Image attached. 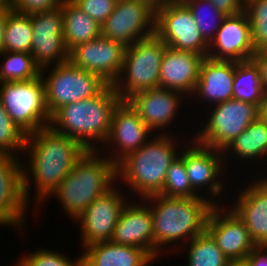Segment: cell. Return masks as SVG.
Listing matches in <instances>:
<instances>
[{
	"instance_id": "obj_1",
	"label": "cell",
	"mask_w": 267,
	"mask_h": 266,
	"mask_svg": "<svg viewBox=\"0 0 267 266\" xmlns=\"http://www.w3.org/2000/svg\"><path fill=\"white\" fill-rule=\"evenodd\" d=\"M86 151L78 141L56 132L50 126L26 135L22 157L24 159L23 155L27 154V160L24 159L22 165L27 201L31 202L30 190L34 187L33 200L37 205H43Z\"/></svg>"
},
{
	"instance_id": "obj_2",
	"label": "cell",
	"mask_w": 267,
	"mask_h": 266,
	"mask_svg": "<svg viewBox=\"0 0 267 266\" xmlns=\"http://www.w3.org/2000/svg\"><path fill=\"white\" fill-rule=\"evenodd\" d=\"M142 200L151 209L155 260L161 254H174L188 241L204 233L210 211L215 206L203 196L177 198L157 194Z\"/></svg>"
},
{
	"instance_id": "obj_3",
	"label": "cell",
	"mask_w": 267,
	"mask_h": 266,
	"mask_svg": "<svg viewBox=\"0 0 267 266\" xmlns=\"http://www.w3.org/2000/svg\"><path fill=\"white\" fill-rule=\"evenodd\" d=\"M121 101L113 85L107 84L95 96L57 109L49 126L75 139L86 150L98 151L107 140L113 112Z\"/></svg>"
},
{
	"instance_id": "obj_4",
	"label": "cell",
	"mask_w": 267,
	"mask_h": 266,
	"mask_svg": "<svg viewBox=\"0 0 267 266\" xmlns=\"http://www.w3.org/2000/svg\"><path fill=\"white\" fill-rule=\"evenodd\" d=\"M176 140L177 136L171 134H155L137 151L128 154L117 164L118 186L120 183L128 186L130 195L139 196L136 201L159 194L169 166L180 154L181 144L177 145Z\"/></svg>"
},
{
	"instance_id": "obj_5",
	"label": "cell",
	"mask_w": 267,
	"mask_h": 266,
	"mask_svg": "<svg viewBox=\"0 0 267 266\" xmlns=\"http://www.w3.org/2000/svg\"><path fill=\"white\" fill-rule=\"evenodd\" d=\"M105 157L99 151L87 150L49 197L55 196L73 221L118 183L117 165Z\"/></svg>"
},
{
	"instance_id": "obj_6",
	"label": "cell",
	"mask_w": 267,
	"mask_h": 266,
	"mask_svg": "<svg viewBox=\"0 0 267 266\" xmlns=\"http://www.w3.org/2000/svg\"><path fill=\"white\" fill-rule=\"evenodd\" d=\"M167 47L153 35L125 48L121 73L112 84L122 101L135 93L159 88V70Z\"/></svg>"
},
{
	"instance_id": "obj_7",
	"label": "cell",
	"mask_w": 267,
	"mask_h": 266,
	"mask_svg": "<svg viewBox=\"0 0 267 266\" xmlns=\"http://www.w3.org/2000/svg\"><path fill=\"white\" fill-rule=\"evenodd\" d=\"M208 109L206 123H202L203 127L191 138L222 151L261 116V109L257 105L236 99L211 105Z\"/></svg>"
},
{
	"instance_id": "obj_8",
	"label": "cell",
	"mask_w": 267,
	"mask_h": 266,
	"mask_svg": "<svg viewBox=\"0 0 267 266\" xmlns=\"http://www.w3.org/2000/svg\"><path fill=\"white\" fill-rule=\"evenodd\" d=\"M2 105L9 117L26 135L50 124L41 75L32 80L0 83Z\"/></svg>"
},
{
	"instance_id": "obj_9",
	"label": "cell",
	"mask_w": 267,
	"mask_h": 266,
	"mask_svg": "<svg viewBox=\"0 0 267 266\" xmlns=\"http://www.w3.org/2000/svg\"><path fill=\"white\" fill-rule=\"evenodd\" d=\"M41 77L50 115L63 105L95 96L107 85L97 74L80 69L70 61L41 69Z\"/></svg>"
},
{
	"instance_id": "obj_10",
	"label": "cell",
	"mask_w": 267,
	"mask_h": 266,
	"mask_svg": "<svg viewBox=\"0 0 267 266\" xmlns=\"http://www.w3.org/2000/svg\"><path fill=\"white\" fill-rule=\"evenodd\" d=\"M183 147L185 150V168L192 189L215 206L220 205L221 200L219 198L224 197L223 193H226L225 186L228 185L222 178V176H225L223 171L227 170L222 150L198 143L194 139L189 140V143L184 144ZM202 190H206L207 192L204 191L206 194ZM201 193H204V195H201Z\"/></svg>"
},
{
	"instance_id": "obj_11",
	"label": "cell",
	"mask_w": 267,
	"mask_h": 266,
	"mask_svg": "<svg viewBox=\"0 0 267 266\" xmlns=\"http://www.w3.org/2000/svg\"><path fill=\"white\" fill-rule=\"evenodd\" d=\"M155 21L156 10L144 0L116 1L101 25V36L127 47L155 35Z\"/></svg>"
},
{
	"instance_id": "obj_12",
	"label": "cell",
	"mask_w": 267,
	"mask_h": 266,
	"mask_svg": "<svg viewBox=\"0 0 267 266\" xmlns=\"http://www.w3.org/2000/svg\"><path fill=\"white\" fill-rule=\"evenodd\" d=\"M155 35L168 47L207 57L208 43L185 4H169L156 9Z\"/></svg>"
},
{
	"instance_id": "obj_13",
	"label": "cell",
	"mask_w": 267,
	"mask_h": 266,
	"mask_svg": "<svg viewBox=\"0 0 267 266\" xmlns=\"http://www.w3.org/2000/svg\"><path fill=\"white\" fill-rule=\"evenodd\" d=\"M22 159L0 152V226L20 228L18 232L25 229V217L32 206L24 193Z\"/></svg>"
},
{
	"instance_id": "obj_14",
	"label": "cell",
	"mask_w": 267,
	"mask_h": 266,
	"mask_svg": "<svg viewBox=\"0 0 267 266\" xmlns=\"http://www.w3.org/2000/svg\"><path fill=\"white\" fill-rule=\"evenodd\" d=\"M154 134L157 133L145 125L130 103L121 101L113 112L107 140L98 151H102L104 155L108 152L110 155L107 153L106 157L117 165L128 154L143 146Z\"/></svg>"
},
{
	"instance_id": "obj_15",
	"label": "cell",
	"mask_w": 267,
	"mask_h": 266,
	"mask_svg": "<svg viewBox=\"0 0 267 266\" xmlns=\"http://www.w3.org/2000/svg\"><path fill=\"white\" fill-rule=\"evenodd\" d=\"M117 185L95 199L75 221L82 230L80 240L83 249L94 243L111 240L120 214L130 201L123 193L124 188L119 189Z\"/></svg>"
},
{
	"instance_id": "obj_16",
	"label": "cell",
	"mask_w": 267,
	"mask_h": 266,
	"mask_svg": "<svg viewBox=\"0 0 267 266\" xmlns=\"http://www.w3.org/2000/svg\"><path fill=\"white\" fill-rule=\"evenodd\" d=\"M30 14L33 28L31 54L41 68L69 61L63 39V13L61 6Z\"/></svg>"
},
{
	"instance_id": "obj_17",
	"label": "cell",
	"mask_w": 267,
	"mask_h": 266,
	"mask_svg": "<svg viewBox=\"0 0 267 266\" xmlns=\"http://www.w3.org/2000/svg\"><path fill=\"white\" fill-rule=\"evenodd\" d=\"M125 48L118 41L100 36L73 48L69 52V61L112 85L121 73Z\"/></svg>"
},
{
	"instance_id": "obj_18",
	"label": "cell",
	"mask_w": 267,
	"mask_h": 266,
	"mask_svg": "<svg viewBox=\"0 0 267 266\" xmlns=\"http://www.w3.org/2000/svg\"><path fill=\"white\" fill-rule=\"evenodd\" d=\"M225 205L222 203L211 209L206 231L228 259H244L256 244L244 222Z\"/></svg>"
},
{
	"instance_id": "obj_19",
	"label": "cell",
	"mask_w": 267,
	"mask_h": 266,
	"mask_svg": "<svg viewBox=\"0 0 267 266\" xmlns=\"http://www.w3.org/2000/svg\"><path fill=\"white\" fill-rule=\"evenodd\" d=\"M183 98L188 99L178 91L156 88L135 93L127 101L153 132L169 134L170 131L166 128L172 126L178 117L177 114H180V110L184 107Z\"/></svg>"
},
{
	"instance_id": "obj_20",
	"label": "cell",
	"mask_w": 267,
	"mask_h": 266,
	"mask_svg": "<svg viewBox=\"0 0 267 266\" xmlns=\"http://www.w3.org/2000/svg\"><path fill=\"white\" fill-rule=\"evenodd\" d=\"M255 50L251 40V26L243 10L227 15L208 44L207 56L216 60L246 61L252 58Z\"/></svg>"
},
{
	"instance_id": "obj_21",
	"label": "cell",
	"mask_w": 267,
	"mask_h": 266,
	"mask_svg": "<svg viewBox=\"0 0 267 266\" xmlns=\"http://www.w3.org/2000/svg\"><path fill=\"white\" fill-rule=\"evenodd\" d=\"M263 174L260 179H251L249 185L244 184L247 186L233 198L234 203L226 206L244 222L256 245L267 246V178Z\"/></svg>"
},
{
	"instance_id": "obj_22",
	"label": "cell",
	"mask_w": 267,
	"mask_h": 266,
	"mask_svg": "<svg viewBox=\"0 0 267 266\" xmlns=\"http://www.w3.org/2000/svg\"><path fill=\"white\" fill-rule=\"evenodd\" d=\"M129 201L123 208L114 228L111 242L136 246L146 250L155 259V242L150 207L142 200Z\"/></svg>"
},
{
	"instance_id": "obj_23",
	"label": "cell",
	"mask_w": 267,
	"mask_h": 266,
	"mask_svg": "<svg viewBox=\"0 0 267 266\" xmlns=\"http://www.w3.org/2000/svg\"><path fill=\"white\" fill-rule=\"evenodd\" d=\"M205 56L192 51L167 47L161 60L159 88L178 91L192 96Z\"/></svg>"
},
{
	"instance_id": "obj_24",
	"label": "cell",
	"mask_w": 267,
	"mask_h": 266,
	"mask_svg": "<svg viewBox=\"0 0 267 266\" xmlns=\"http://www.w3.org/2000/svg\"><path fill=\"white\" fill-rule=\"evenodd\" d=\"M234 76L235 61L205 57L192 100L196 97L202 104L206 100L210 106L233 99Z\"/></svg>"
},
{
	"instance_id": "obj_25",
	"label": "cell",
	"mask_w": 267,
	"mask_h": 266,
	"mask_svg": "<svg viewBox=\"0 0 267 266\" xmlns=\"http://www.w3.org/2000/svg\"><path fill=\"white\" fill-rule=\"evenodd\" d=\"M82 266H150L156 261L146 250L111 241L86 246Z\"/></svg>"
},
{
	"instance_id": "obj_26",
	"label": "cell",
	"mask_w": 267,
	"mask_h": 266,
	"mask_svg": "<svg viewBox=\"0 0 267 266\" xmlns=\"http://www.w3.org/2000/svg\"><path fill=\"white\" fill-rule=\"evenodd\" d=\"M222 152L224 162L227 165L228 157L230 156H232V159L234 160H239L238 163L241 160L245 164L247 162L249 164V161H251V164L252 162L255 163L261 161L259 163L263 164V166L267 164V119L260 116L239 136H237Z\"/></svg>"
},
{
	"instance_id": "obj_27",
	"label": "cell",
	"mask_w": 267,
	"mask_h": 266,
	"mask_svg": "<svg viewBox=\"0 0 267 266\" xmlns=\"http://www.w3.org/2000/svg\"><path fill=\"white\" fill-rule=\"evenodd\" d=\"M63 13V39L70 52L76 46L101 36V26L71 0L61 5Z\"/></svg>"
},
{
	"instance_id": "obj_28",
	"label": "cell",
	"mask_w": 267,
	"mask_h": 266,
	"mask_svg": "<svg viewBox=\"0 0 267 266\" xmlns=\"http://www.w3.org/2000/svg\"><path fill=\"white\" fill-rule=\"evenodd\" d=\"M264 92L265 88L255 62L252 59L235 61L233 99L252 103L262 109Z\"/></svg>"
},
{
	"instance_id": "obj_29",
	"label": "cell",
	"mask_w": 267,
	"mask_h": 266,
	"mask_svg": "<svg viewBox=\"0 0 267 266\" xmlns=\"http://www.w3.org/2000/svg\"><path fill=\"white\" fill-rule=\"evenodd\" d=\"M0 57V83L28 81L41 75L31 53L3 51Z\"/></svg>"
},
{
	"instance_id": "obj_30",
	"label": "cell",
	"mask_w": 267,
	"mask_h": 266,
	"mask_svg": "<svg viewBox=\"0 0 267 266\" xmlns=\"http://www.w3.org/2000/svg\"><path fill=\"white\" fill-rule=\"evenodd\" d=\"M32 37L30 14L10 9L5 25L4 51L31 53Z\"/></svg>"
},
{
	"instance_id": "obj_31",
	"label": "cell",
	"mask_w": 267,
	"mask_h": 266,
	"mask_svg": "<svg viewBox=\"0 0 267 266\" xmlns=\"http://www.w3.org/2000/svg\"><path fill=\"white\" fill-rule=\"evenodd\" d=\"M184 245L181 248H184L183 250L187 252L188 262L185 266H226L228 258L207 231ZM185 248L188 250H185Z\"/></svg>"
},
{
	"instance_id": "obj_32",
	"label": "cell",
	"mask_w": 267,
	"mask_h": 266,
	"mask_svg": "<svg viewBox=\"0 0 267 266\" xmlns=\"http://www.w3.org/2000/svg\"><path fill=\"white\" fill-rule=\"evenodd\" d=\"M181 146L180 154L167 170L166 179L159 194L165 197L177 198L200 197L191 187L184 163L183 144Z\"/></svg>"
},
{
	"instance_id": "obj_33",
	"label": "cell",
	"mask_w": 267,
	"mask_h": 266,
	"mask_svg": "<svg viewBox=\"0 0 267 266\" xmlns=\"http://www.w3.org/2000/svg\"><path fill=\"white\" fill-rule=\"evenodd\" d=\"M185 5L191 11L201 36L209 44L226 15L209 0H188Z\"/></svg>"
},
{
	"instance_id": "obj_34",
	"label": "cell",
	"mask_w": 267,
	"mask_h": 266,
	"mask_svg": "<svg viewBox=\"0 0 267 266\" xmlns=\"http://www.w3.org/2000/svg\"><path fill=\"white\" fill-rule=\"evenodd\" d=\"M244 11L251 26L254 50L267 49V0H245Z\"/></svg>"
},
{
	"instance_id": "obj_35",
	"label": "cell",
	"mask_w": 267,
	"mask_h": 266,
	"mask_svg": "<svg viewBox=\"0 0 267 266\" xmlns=\"http://www.w3.org/2000/svg\"><path fill=\"white\" fill-rule=\"evenodd\" d=\"M25 142L26 134L9 117L0 97V152L22 156Z\"/></svg>"
},
{
	"instance_id": "obj_36",
	"label": "cell",
	"mask_w": 267,
	"mask_h": 266,
	"mask_svg": "<svg viewBox=\"0 0 267 266\" xmlns=\"http://www.w3.org/2000/svg\"><path fill=\"white\" fill-rule=\"evenodd\" d=\"M18 259L15 266H82V253L71 261V258L61 251L46 248H39Z\"/></svg>"
},
{
	"instance_id": "obj_37",
	"label": "cell",
	"mask_w": 267,
	"mask_h": 266,
	"mask_svg": "<svg viewBox=\"0 0 267 266\" xmlns=\"http://www.w3.org/2000/svg\"><path fill=\"white\" fill-rule=\"evenodd\" d=\"M100 26L113 12L116 0H71Z\"/></svg>"
},
{
	"instance_id": "obj_38",
	"label": "cell",
	"mask_w": 267,
	"mask_h": 266,
	"mask_svg": "<svg viewBox=\"0 0 267 266\" xmlns=\"http://www.w3.org/2000/svg\"><path fill=\"white\" fill-rule=\"evenodd\" d=\"M65 0H10V8L20 13L51 10L61 6Z\"/></svg>"
},
{
	"instance_id": "obj_39",
	"label": "cell",
	"mask_w": 267,
	"mask_h": 266,
	"mask_svg": "<svg viewBox=\"0 0 267 266\" xmlns=\"http://www.w3.org/2000/svg\"><path fill=\"white\" fill-rule=\"evenodd\" d=\"M224 15H234L244 10L245 0H209Z\"/></svg>"
},
{
	"instance_id": "obj_40",
	"label": "cell",
	"mask_w": 267,
	"mask_h": 266,
	"mask_svg": "<svg viewBox=\"0 0 267 266\" xmlns=\"http://www.w3.org/2000/svg\"><path fill=\"white\" fill-rule=\"evenodd\" d=\"M245 259L249 266H267V246L256 245Z\"/></svg>"
},
{
	"instance_id": "obj_41",
	"label": "cell",
	"mask_w": 267,
	"mask_h": 266,
	"mask_svg": "<svg viewBox=\"0 0 267 266\" xmlns=\"http://www.w3.org/2000/svg\"><path fill=\"white\" fill-rule=\"evenodd\" d=\"M259 68L262 84L267 89V49L255 51L251 58Z\"/></svg>"
},
{
	"instance_id": "obj_42",
	"label": "cell",
	"mask_w": 267,
	"mask_h": 266,
	"mask_svg": "<svg viewBox=\"0 0 267 266\" xmlns=\"http://www.w3.org/2000/svg\"><path fill=\"white\" fill-rule=\"evenodd\" d=\"M10 6H0V54L4 51L5 25Z\"/></svg>"
},
{
	"instance_id": "obj_43",
	"label": "cell",
	"mask_w": 267,
	"mask_h": 266,
	"mask_svg": "<svg viewBox=\"0 0 267 266\" xmlns=\"http://www.w3.org/2000/svg\"><path fill=\"white\" fill-rule=\"evenodd\" d=\"M226 266H249L247 260L244 259H228Z\"/></svg>"
},
{
	"instance_id": "obj_44",
	"label": "cell",
	"mask_w": 267,
	"mask_h": 266,
	"mask_svg": "<svg viewBox=\"0 0 267 266\" xmlns=\"http://www.w3.org/2000/svg\"><path fill=\"white\" fill-rule=\"evenodd\" d=\"M144 1L150 4L155 10L167 5V0H144Z\"/></svg>"
},
{
	"instance_id": "obj_45",
	"label": "cell",
	"mask_w": 267,
	"mask_h": 266,
	"mask_svg": "<svg viewBox=\"0 0 267 266\" xmlns=\"http://www.w3.org/2000/svg\"><path fill=\"white\" fill-rule=\"evenodd\" d=\"M261 116L267 119V89L264 92V102L261 109Z\"/></svg>"
},
{
	"instance_id": "obj_46",
	"label": "cell",
	"mask_w": 267,
	"mask_h": 266,
	"mask_svg": "<svg viewBox=\"0 0 267 266\" xmlns=\"http://www.w3.org/2000/svg\"><path fill=\"white\" fill-rule=\"evenodd\" d=\"M188 0H167V5L169 4H185Z\"/></svg>"
},
{
	"instance_id": "obj_47",
	"label": "cell",
	"mask_w": 267,
	"mask_h": 266,
	"mask_svg": "<svg viewBox=\"0 0 267 266\" xmlns=\"http://www.w3.org/2000/svg\"><path fill=\"white\" fill-rule=\"evenodd\" d=\"M0 6H10V0H0Z\"/></svg>"
}]
</instances>
